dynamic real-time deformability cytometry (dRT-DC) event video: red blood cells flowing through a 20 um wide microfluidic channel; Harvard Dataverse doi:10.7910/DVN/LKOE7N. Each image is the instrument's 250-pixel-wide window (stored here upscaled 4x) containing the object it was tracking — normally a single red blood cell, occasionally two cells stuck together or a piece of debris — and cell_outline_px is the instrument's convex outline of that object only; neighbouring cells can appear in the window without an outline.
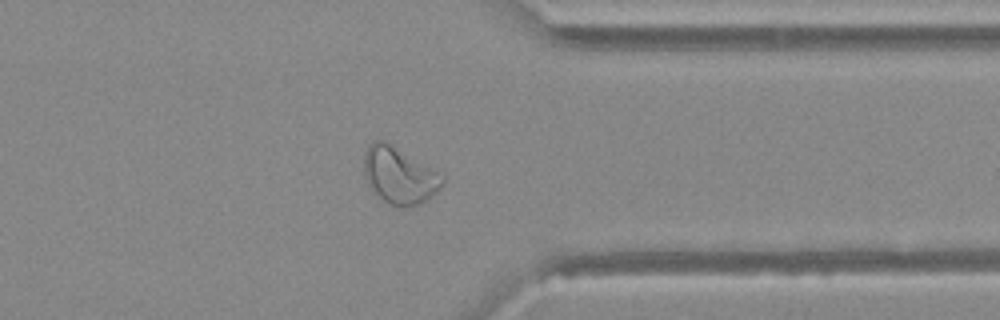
{"species": "Egyptian fruit bat (a non-hibernating species)", "species_latin": "Rousettus aegyptiacus", "temperature_condition": "warm", "stored_images_in_passage": 49, "camera_frame_rate_fps": 3000, "um_per_image_px": 0.085, "animal": {"sex": "female"}, "frame": {"image": 1, "passage_image": 39, "time_ms": 12.667, "image_size_px": [1000, 320], "cell_outline_px": [[444, 184], [436, 192], [420, 204], [404, 208], [400, 208], [384, 200], [368, 184], [364, 176], [364, 152], [368, 144], [376, 140], [384, 140], [444, 176]], "centroid_in_image_um": [33.92, 14.91], "position_along_channel_um": 377.5, "area_um2": 25.49}}
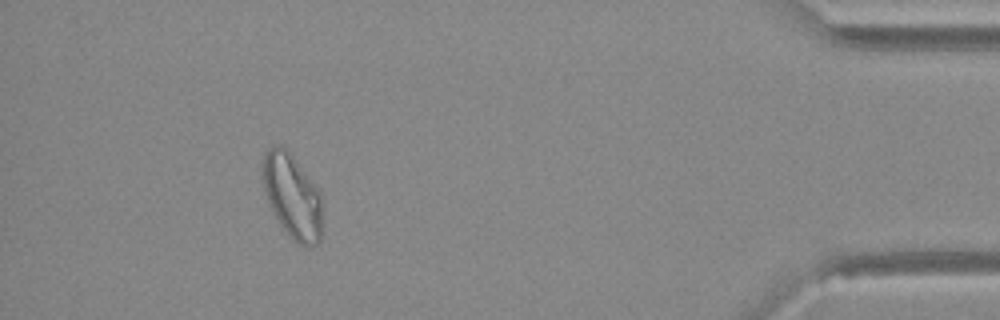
{"frame": {"image": 2, "passage_image": 45, "time_ms": 14.667, "image_size_px": [1000, 320], "cell_outline_px": [[320, 240], [312, 248], [304, 248], [280, 224], [268, 200], [264, 188], [264, 156], [268, 148], [272, 144], [280, 144], [292, 156], [320, 192]], "centroid_in_image_um": [24.85, 16.68], "position_along_channel_um": 410.4, "area_um2": 28.21}}